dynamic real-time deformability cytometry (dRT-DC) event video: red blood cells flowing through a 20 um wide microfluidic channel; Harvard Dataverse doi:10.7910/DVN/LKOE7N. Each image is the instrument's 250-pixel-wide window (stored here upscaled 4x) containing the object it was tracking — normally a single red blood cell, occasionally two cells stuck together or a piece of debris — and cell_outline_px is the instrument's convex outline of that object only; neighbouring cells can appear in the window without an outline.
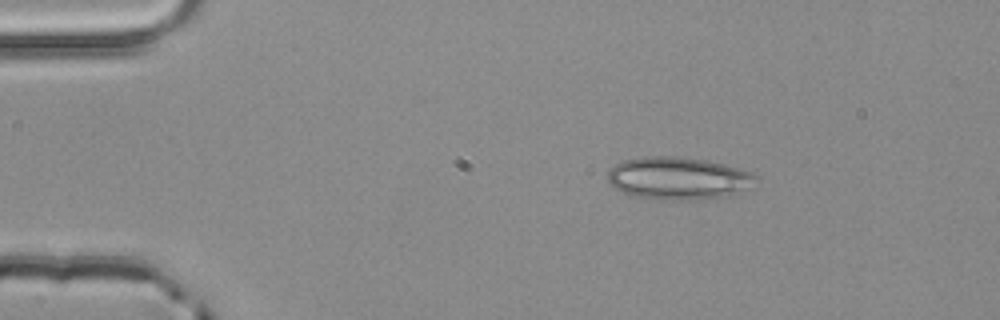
{"species": "common noctule bat (a hibernating species)", "species_latin": "Nyctalus noctula", "temperature_condition": "room temperature", "stored_images_in_passage": 2, "camera_frame_rate_fps": 3000, "um_per_image_px": 0.085, "animal": {"sex": "male", "body_mass_g": 20.4}, "frame": {"image": 1, "passage_image": 1, "time_ms": 0.0, "image_size_px": [1000, 320], "cell_outline_px": [[760, 176], [748, 188], [728, 196], [684, 200], [660, 200], [632, 196], [608, 184], [608, 172], [620, 160], [644, 156], [676, 156], [708, 160], [740, 168], [752, 172]], "centroid_in_image_um": [57.65, 15.14], "position_along_channel_um": 27.4, "area_um2": 37.05}}